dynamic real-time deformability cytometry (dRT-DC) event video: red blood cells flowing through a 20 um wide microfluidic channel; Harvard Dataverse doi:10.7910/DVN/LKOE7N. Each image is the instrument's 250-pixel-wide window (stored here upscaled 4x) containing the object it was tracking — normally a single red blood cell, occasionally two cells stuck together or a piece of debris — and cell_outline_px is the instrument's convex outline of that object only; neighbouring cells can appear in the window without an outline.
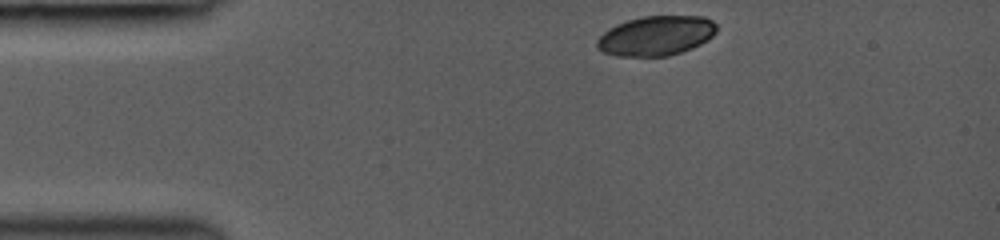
{"species": "common noctule bat (a hibernating species)", "species_latin": "Nyctalus noctula", "temperature_condition": "room temperature", "stored_images_in_passage": 5, "camera_frame_rate_fps": 3000, "um_per_image_px": 0.085, "animal": {"sex": "female", "body_mass_g": 19.0, "forearm_length_mm": 53.3}, "frame": {"image": 1, "passage_image": 1, "time_ms": 0.0, "image_size_px": [1000, 240], "cell_outline_px": [[716, 32], [708, 40], [692, 48], [668, 56], [616, 56], [604, 52], [596, 48], [596, 40], [608, 28], [616, 24], [628, 20], [644, 16], [704, 16], [712, 20], [716, 24]], "centroid_in_image_um": [55.76, 3.03], "position_along_channel_um": 29.2, "area_um2": 27.74}}